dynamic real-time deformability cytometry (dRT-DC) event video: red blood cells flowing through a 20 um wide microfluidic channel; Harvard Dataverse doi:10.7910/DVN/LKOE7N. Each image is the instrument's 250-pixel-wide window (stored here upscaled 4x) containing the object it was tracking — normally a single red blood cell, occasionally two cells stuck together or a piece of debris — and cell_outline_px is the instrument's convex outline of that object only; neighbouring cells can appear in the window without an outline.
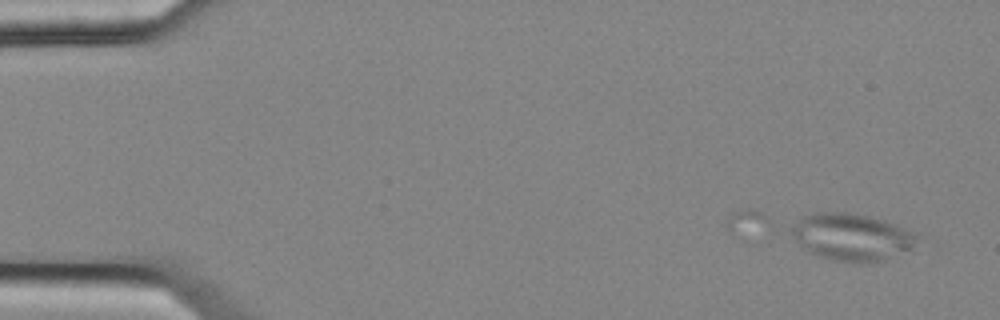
{"species": "common noctule bat (a hibernating species)", "species_latin": "Nyctalus noctula", "temperature_condition": "cold", "stored_images_in_passage": 2, "camera_frame_rate_fps": 3000, "um_per_image_px": 0.085, "animal": {"sex": "female", "body_mass_g": 25.1}, "frame": {"image": 1, "passage_image": 2, "time_ms": 0.333, "image_size_px": [1000, 320], "cell_outline_px": [[924, 236], [912, 248], [884, 260], [868, 264], [860, 264], [832, 260], [808, 252], [792, 236], [792, 224], [804, 216], [816, 212], [848, 212], [868, 216], [884, 220], [920, 232]], "centroid_in_image_um": [72.49, 20.15], "position_along_channel_um": 12.5, "area_um2": 35.2}}